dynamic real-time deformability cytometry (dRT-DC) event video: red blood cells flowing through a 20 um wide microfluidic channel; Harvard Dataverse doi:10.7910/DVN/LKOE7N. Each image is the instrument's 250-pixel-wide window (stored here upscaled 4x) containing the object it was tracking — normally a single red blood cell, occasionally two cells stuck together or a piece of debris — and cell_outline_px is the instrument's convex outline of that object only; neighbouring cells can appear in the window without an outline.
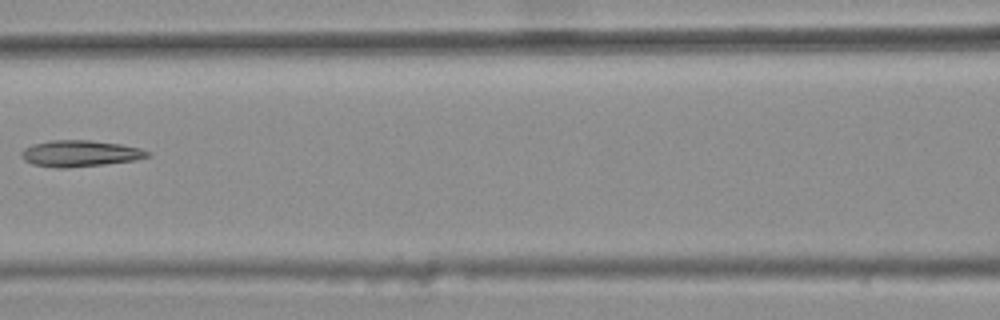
{"species": "common noctule bat (a hibernating species)", "species_latin": "Nyctalus noctula", "temperature_condition": "warm", "stored_images_in_passage": 6, "camera_frame_rate_fps": 3000, "um_per_image_px": 0.085, "animal": {"sex": "female", "body_mass_g": 25.1}, "frame": {"image": 1, "passage_image": 6, "time_ms": 1.667, "image_size_px": [1000, 320], "cell_outline_px": [[152, 152], [148, 156], [132, 160], [104, 164], [68, 168], [56, 168], [32, 164], [24, 160], [20, 156], [20, 152], [24, 148], [32, 144], [48, 140], [88, 140], [120, 144], [140, 148]], "centroid_in_image_um": [6.74, 13.04], "position_along_channel_um": 159.9, "area_um2": 19.36}}